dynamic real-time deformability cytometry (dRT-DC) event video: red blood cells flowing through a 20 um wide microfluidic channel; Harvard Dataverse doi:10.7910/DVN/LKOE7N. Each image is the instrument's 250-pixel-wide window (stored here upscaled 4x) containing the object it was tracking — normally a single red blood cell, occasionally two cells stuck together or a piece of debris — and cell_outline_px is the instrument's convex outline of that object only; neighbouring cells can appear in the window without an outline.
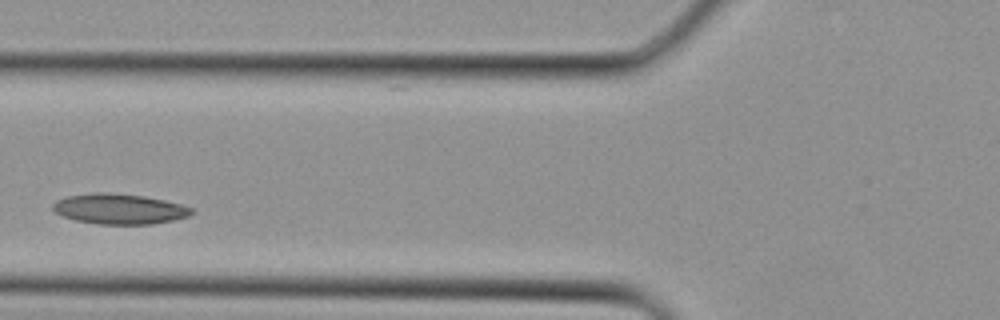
{"species": "Egyptian fruit bat (a non-hibernating species)", "species_latin": "Rousettus aegyptiacus", "temperature_condition": "cold", "stored_images_in_passage": 4, "camera_frame_rate_fps": 3000, "um_per_image_px": 0.085, "animal": {"sex": "female"}, "frame": {"image": 1, "passage_image": 4, "time_ms": 1.0, "image_size_px": [1000, 320], "cell_outline_px": [[196, 212], [188, 216], [172, 220], [152, 224], [100, 224], [76, 220], [64, 216], [56, 212], [52, 208], [52, 204], [56, 200], [64, 196], [96, 192], [108, 192], [144, 196], [164, 200], [180, 204], [192, 208]], "centroid_in_image_um": [10.13, 17.75], "position_along_channel_um": 115.7, "area_um2": 24.51}}